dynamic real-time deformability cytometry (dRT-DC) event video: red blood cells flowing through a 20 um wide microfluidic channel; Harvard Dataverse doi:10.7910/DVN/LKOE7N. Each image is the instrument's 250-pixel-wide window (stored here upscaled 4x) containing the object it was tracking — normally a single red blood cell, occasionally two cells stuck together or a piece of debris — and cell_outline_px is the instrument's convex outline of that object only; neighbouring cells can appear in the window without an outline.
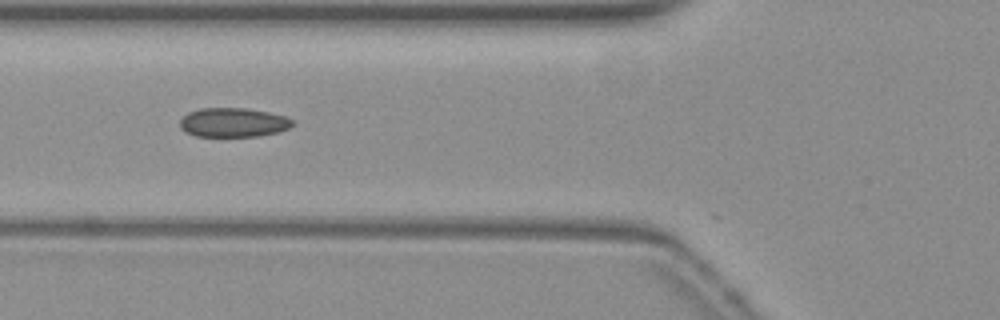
{"species": "common noctule bat (a hibernating species)", "species_latin": "Nyctalus noctula", "temperature_condition": "warm", "stored_images_in_passage": 39, "camera_frame_rate_fps": 3000, "um_per_image_px": 0.085, "animal": {"sex": "female", "body_mass_g": 19.3, "forearm_length_mm": 54.1}, "frame": {"image": 1, "passage_image": 10, "time_ms": 3.0, "image_size_px": [1000, 320], "cell_outline_px": [[292, 124], [288, 128], [276, 132], [256, 136], [196, 136], [184, 132], [180, 128], [180, 120], [188, 112], [200, 108], [244, 108], [268, 112], [284, 116], [292, 120]], "centroid_in_image_um": [19.76, 10.4], "position_along_channel_um": 106.0, "area_um2": 18.96}}
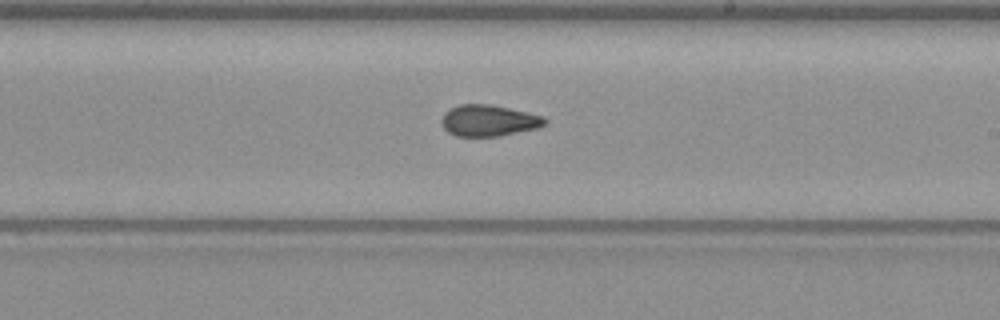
{"frame": {"image": 2, "passage_image": 21, "time_ms": 6.667, "image_size_px": [1000, 320], "cell_outline_px": [[548, 120], [544, 124], [536, 128], [500, 136], [456, 136], [448, 132], [444, 128], [440, 120], [444, 112], [448, 108], [460, 104], [488, 104], [508, 108], [544, 116]], "centroid_in_image_um": [41.49, 10.24], "position_along_channel_um": 247.5, "area_um2": 18.84}}
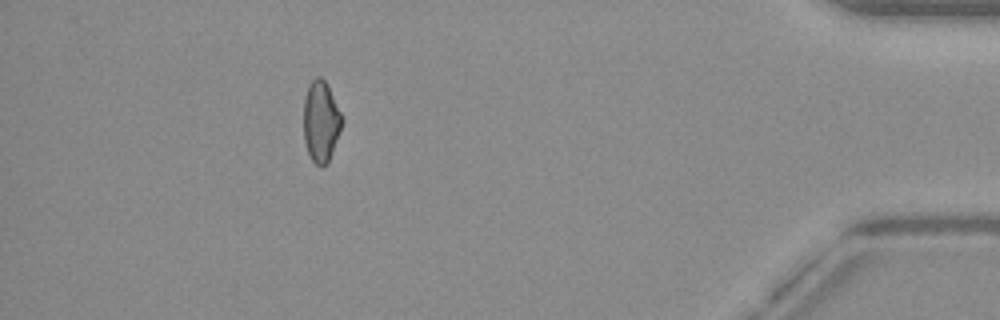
{"frame": {"image": 3, "passage_image": 38, "time_ms": 12.333, "image_size_px": [1000, 320], "cell_outline_px": [[344, 120], [332, 152], [328, 160], [320, 168], [312, 160], [308, 152], [304, 140], [304, 96], [308, 84], [316, 76], [320, 76], [328, 84]], "centroid_in_image_um": [27.27, 10.27], "position_along_channel_um": 407.9, "area_um2": 18.15}}